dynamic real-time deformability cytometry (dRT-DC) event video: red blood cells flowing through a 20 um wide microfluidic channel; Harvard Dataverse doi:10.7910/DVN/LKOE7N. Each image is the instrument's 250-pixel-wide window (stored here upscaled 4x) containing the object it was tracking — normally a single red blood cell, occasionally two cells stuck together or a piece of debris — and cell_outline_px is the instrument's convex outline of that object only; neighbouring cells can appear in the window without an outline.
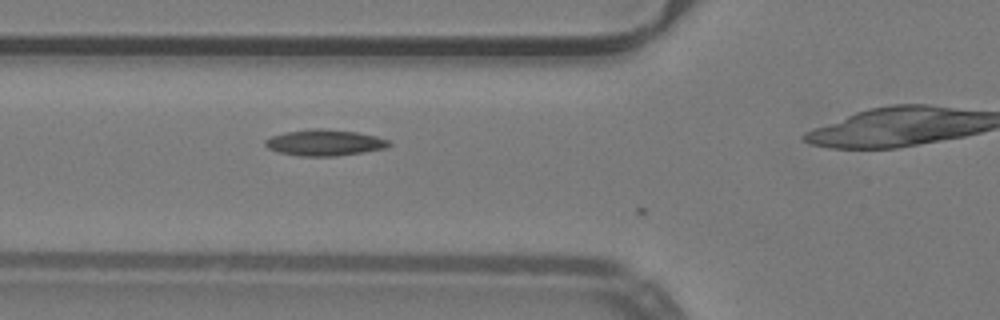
{"species": "common noctule bat (a hibernating species)", "species_latin": "Nyctalus noctula", "temperature_condition": "warm", "stored_images_in_passage": 8, "camera_frame_rate_fps": 3000, "um_per_image_px": 0.085, "animal": {"sex": "male", "body_mass_g": 19.2, "forearm_length_mm": 51.8}, "frame": {"image": 1, "passage_image": 5, "time_ms": 1.333, "image_size_px": [1000, 320], "cell_outline_px": [[392, 144], [384, 148], [336, 156], [300, 156], [276, 152], [268, 148], [264, 144], [264, 140], [272, 136], [284, 132], [312, 128], [324, 128], [356, 132], [376, 136], [388, 140]], "centroid_in_image_um": [27.53, 12.12], "position_along_channel_um": 98.3, "area_um2": 18.84}}